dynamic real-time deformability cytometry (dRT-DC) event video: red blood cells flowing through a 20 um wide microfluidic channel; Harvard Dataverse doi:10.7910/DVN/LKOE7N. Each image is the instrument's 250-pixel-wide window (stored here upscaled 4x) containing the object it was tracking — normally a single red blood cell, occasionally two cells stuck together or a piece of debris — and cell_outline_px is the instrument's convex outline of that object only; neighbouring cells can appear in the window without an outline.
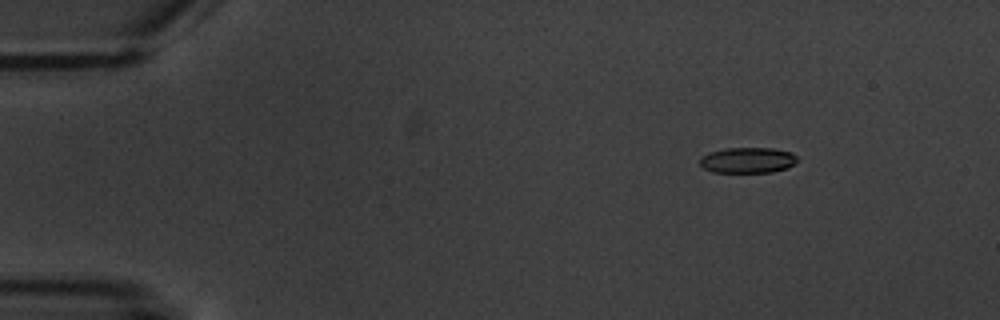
{"species": "common noctule bat (a hibernating species)", "species_latin": "Nyctalus noctula", "temperature_condition": "warm", "stored_images_in_passage": 4, "camera_frame_rate_fps": 3000, "um_per_image_px": 0.085, "animal": {"sex": "male", "body_mass_g": 20.1, "forearm_length_mm": 53.5}, "frame": {"image": 1, "passage_image": 1, "time_ms": 0.0, "image_size_px": [1000, 320], "cell_outline_px": [[800, 160], [796, 164], [788, 168], [772, 172], [712, 172], [704, 168], [700, 164], [700, 156], [708, 152], [728, 148], [772, 148], [792, 152]], "centroid_in_image_um": [63.59, 13.61], "position_along_channel_um": 21.4, "area_um2": 14.8}}
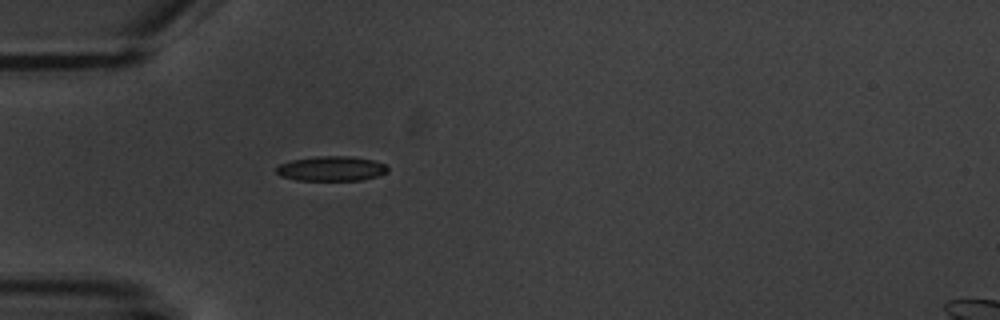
{"frame": {"image": 2, "passage_image": 4, "time_ms": 3.333, "image_size_px": [1000, 320], "cell_outline_px": [[388, 172], [376, 176], [360, 180], [296, 180], [280, 176], [276, 172], [276, 168], [280, 164], [292, 160], [316, 156], [352, 156], [372, 160], [384, 164], [388, 168]], "centroid_in_image_um": [28.15, 14.33], "position_along_channel_um": 56.9, "area_um2": 16.01}}